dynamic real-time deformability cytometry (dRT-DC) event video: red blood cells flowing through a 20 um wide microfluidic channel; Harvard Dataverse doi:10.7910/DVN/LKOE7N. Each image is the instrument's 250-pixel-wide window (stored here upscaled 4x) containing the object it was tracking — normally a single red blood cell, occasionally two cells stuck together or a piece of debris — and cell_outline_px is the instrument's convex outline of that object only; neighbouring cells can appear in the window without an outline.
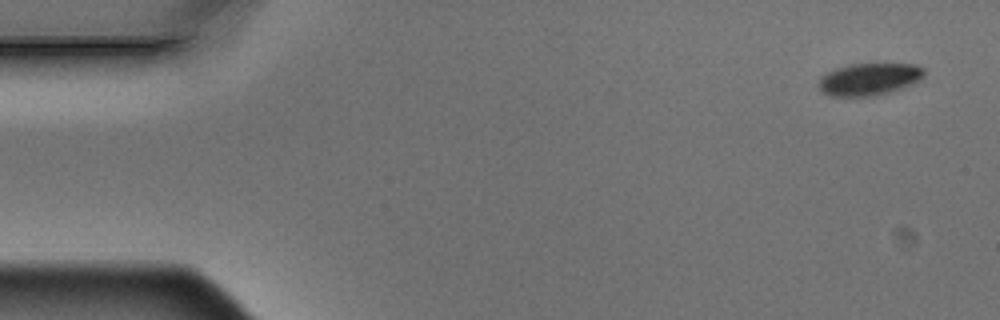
{"species": "Egyptian fruit bat (a non-hibernating species)", "species_latin": "Rousettus aegyptiacus", "temperature_condition": "warm", "stored_images_in_passage": 4, "camera_frame_rate_fps": 3000, "um_per_image_px": 0.085, "animal": {"sex": "male"}, "frame": {"image": 1, "passage_image": 1, "time_ms": 0.0, "image_size_px": [1000, 320], "cell_outline_px": [[924, 76], [920, 80], [900, 88], [888, 92], [872, 96], [828, 96], [820, 92], [816, 84], [820, 76], [836, 68], [852, 64], [916, 64], [924, 68]], "centroid_in_image_um": [73.81, 6.73], "position_along_channel_um": 11.2, "area_um2": 19.88}}
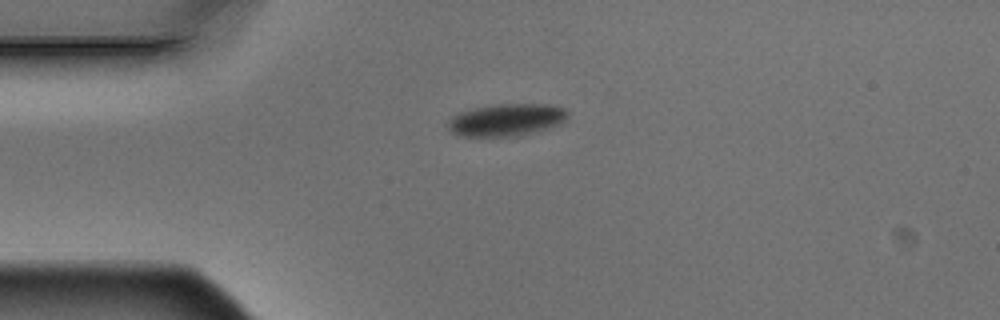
{"frame": {"image": 2, "passage_image": 4, "time_ms": 1.0, "image_size_px": [1000, 320], "cell_outline_px": [[568, 116], [560, 124], [548, 128], [516, 136], [464, 136], [452, 132], [448, 128], [448, 120], [452, 116], [460, 112], [476, 108], [500, 104], [548, 104], [564, 108], [568, 112]], "centroid_in_image_um": [43.06, 10.18], "position_along_channel_um": 41.9, "area_um2": 22.25}}